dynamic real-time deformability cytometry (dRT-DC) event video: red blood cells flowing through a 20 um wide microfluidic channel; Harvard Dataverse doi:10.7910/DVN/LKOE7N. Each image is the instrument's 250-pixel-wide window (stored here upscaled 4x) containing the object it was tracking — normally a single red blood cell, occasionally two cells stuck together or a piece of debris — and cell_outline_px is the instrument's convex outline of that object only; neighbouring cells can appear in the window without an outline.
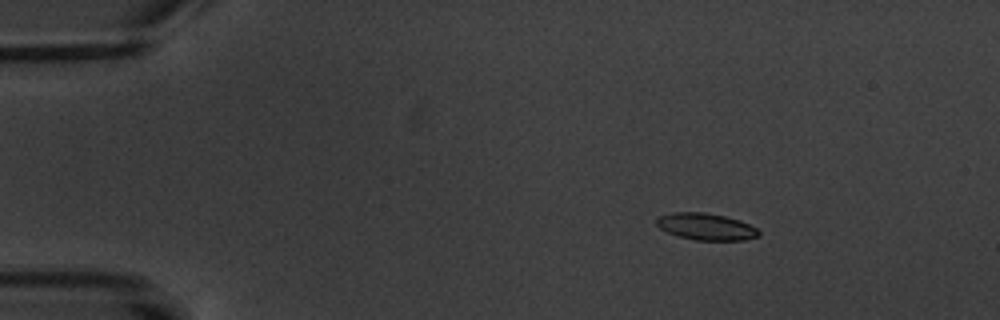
{"species": "common noctule bat (a hibernating species)", "species_latin": "Nyctalus noctula", "temperature_condition": "warm", "stored_images_in_passage": 7, "camera_frame_rate_fps": 3000, "um_per_image_px": 0.085, "animal": {"sex": "male", "body_mass_g": 20.1, "forearm_length_mm": 53.5}, "frame": {"image": 1, "passage_image": 3, "time_ms": 2.333, "image_size_px": [1000, 320], "cell_outline_px": [[760, 236], [744, 240], [696, 240], [680, 236], [668, 232], [660, 228], [656, 224], [656, 216], [672, 212], [704, 212], [724, 216], [740, 220], [756, 228], [760, 232]], "centroid_in_image_um": [60.0, 19.25], "position_along_channel_um": 25.0, "area_um2": 15.95}}
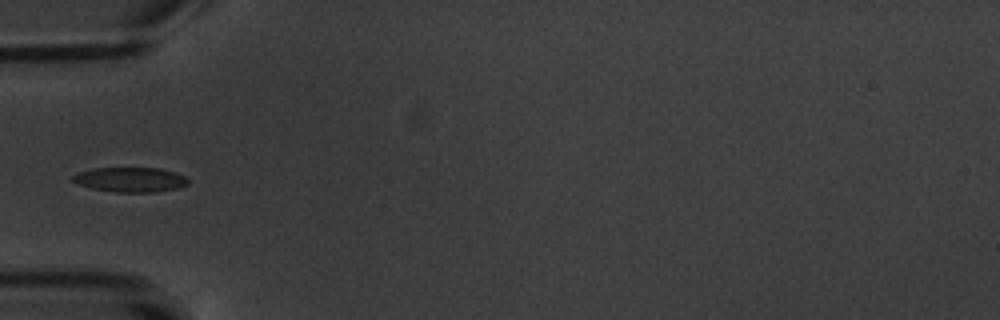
{"frame": {"image": 2, "passage_image": 6, "time_ms": 6.0, "image_size_px": [1000, 320], "cell_outline_px": [[188, 184], [180, 188], [156, 192], [112, 192], [92, 188], [76, 184], [72, 180], [72, 176], [80, 172], [96, 168], [160, 168], [184, 176], [188, 180]], "centroid_in_image_um": [11.08, 15.28], "position_along_channel_um": 73.9, "area_um2": 16.59}}